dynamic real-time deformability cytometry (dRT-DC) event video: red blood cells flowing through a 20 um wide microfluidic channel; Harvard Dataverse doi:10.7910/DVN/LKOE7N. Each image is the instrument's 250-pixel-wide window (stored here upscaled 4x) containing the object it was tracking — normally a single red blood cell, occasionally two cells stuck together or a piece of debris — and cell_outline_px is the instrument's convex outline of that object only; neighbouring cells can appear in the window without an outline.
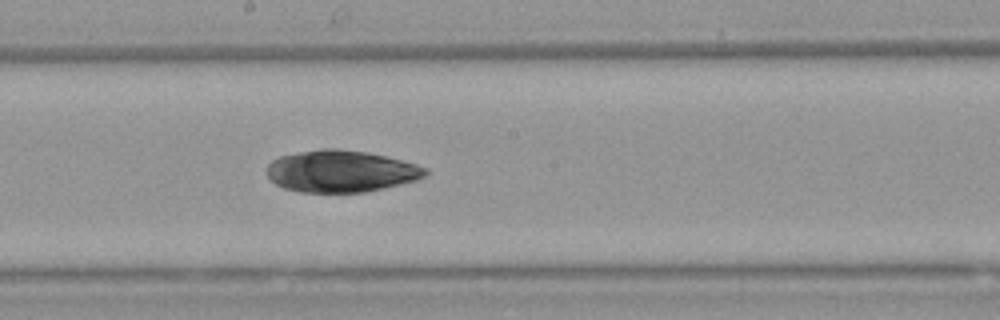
{"species": "Egyptian fruit bat (a non-hibernating species)", "species_latin": "Rousettus aegyptiacus", "temperature_condition": "warm", "stored_images_in_passage": 27, "camera_frame_rate_fps": 3000, "um_per_image_px": 0.085, "animal": {"sex": "female"}, "frame": {"image": 1, "passage_image": 18, "time_ms": 5.667, "image_size_px": [1000, 320], "cell_outline_px": [[428, 172], [424, 176], [416, 180], [384, 188], [364, 192], [300, 192], [284, 188], [276, 184], [264, 172], [268, 164], [272, 160], [280, 156], [300, 152], [324, 148], [336, 148], [364, 152], [384, 156], [416, 164], [428, 168]], "centroid_in_image_um": [28.95, 14.56], "position_along_channel_um": 219.2, "area_um2": 38.49}}
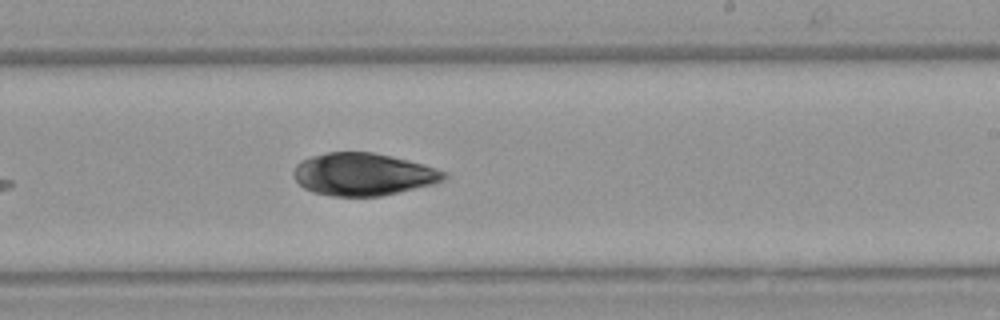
{"frame": {"image": 2, "passage_image": 21, "time_ms": 6.667, "image_size_px": [1000, 320], "cell_outline_px": [[448, 176], [444, 180], [436, 184], [380, 196], [332, 196], [312, 192], [304, 188], [292, 176], [292, 172], [296, 164], [300, 160], [312, 156], [328, 152], [372, 152], [392, 156], [424, 164], [448, 172]], "centroid_in_image_um": [30.88, 14.81], "position_along_channel_um": 258.1, "area_um2": 37.57}}
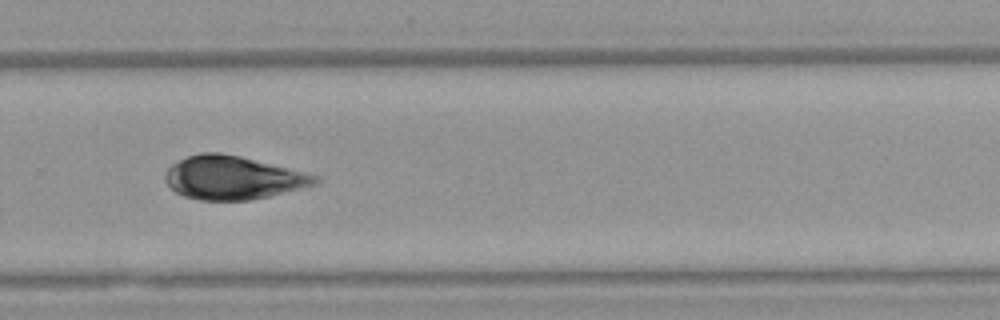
{"frame": {"image": 3, "passage_image": 25, "time_ms": 8.0, "image_size_px": [1000, 320], "cell_outline_px": [[320, 180], [316, 184], [268, 196], [248, 200], [200, 200], [184, 196], [176, 192], [164, 180], [164, 176], [168, 168], [172, 164], [188, 156], [200, 152], [220, 152], [240, 156], [320, 176]], "centroid_in_image_um": [19.77, 15.1], "position_along_channel_um": 310.0, "area_um2": 37.57}}